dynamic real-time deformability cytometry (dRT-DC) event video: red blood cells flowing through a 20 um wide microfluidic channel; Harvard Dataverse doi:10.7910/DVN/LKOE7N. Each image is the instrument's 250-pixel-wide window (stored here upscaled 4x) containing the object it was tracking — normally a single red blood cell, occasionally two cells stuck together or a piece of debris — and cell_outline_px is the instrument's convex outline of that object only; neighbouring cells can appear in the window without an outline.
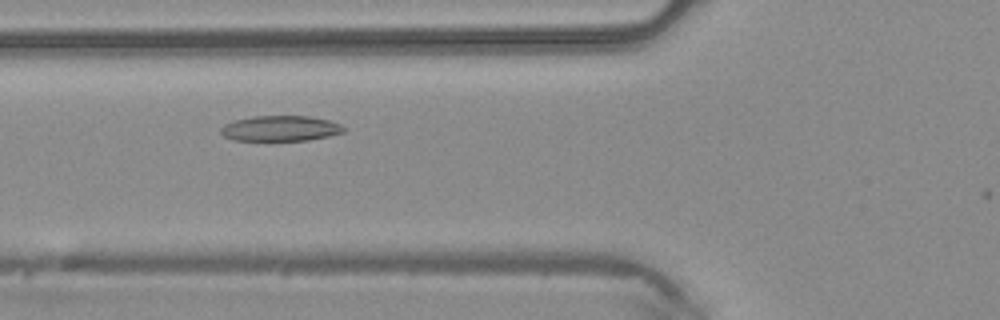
{"species": "common noctule bat (a hibernating species)", "species_latin": "Nyctalus noctula", "temperature_condition": "warm", "stored_images_in_passage": 39, "camera_frame_rate_fps": 3000, "um_per_image_px": 0.085, "animal": {"sex": "male", "body_mass_g": 20.4}, "frame": {"image": 1, "passage_image": 13, "time_ms": 4.0, "image_size_px": [1000, 320], "cell_outline_px": [[344, 132], [328, 136], [308, 140], [232, 140], [224, 136], [220, 132], [220, 128], [224, 124], [236, 120], [252, 116], [308, 116], [328, 120], [340, 124], [344, 128]], "centroid_in_image_um": [23.81, 10.91], "position_along_channel_um": 102.0, "area_um2": 18.09}}
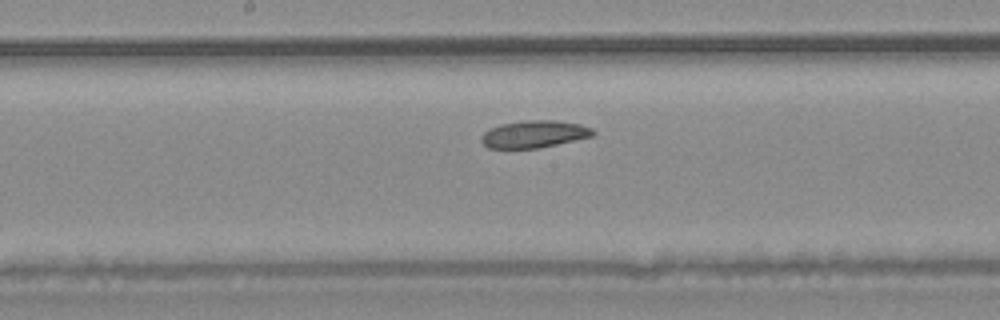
{"frame": {"image": 2, "passage_image": 20, "time_ms": 6.333, "image_size_px": [1000, 320], "cell_outline_px": [[596, 132], [592, 136], [556, 144], [536, 148], [488, 148], [480, 140], [480, 136], [484, 132], [500, 124], [524, 120], [556, 120], [580, 124], [592, 128]], "centroid_in_image_um": [45.39, 11.39], "position_along_channel_um": 202.8, "area_um2": 17.63}}
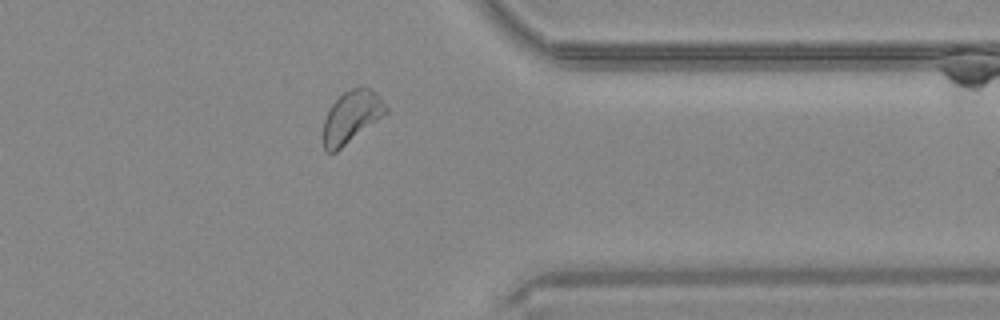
{"frame": {"image": 3, "passage_image": 33, "time_ms": 10.667, "image_size_px": [1000, 320], "cell_outline_px": [[388, 112], [336, 152], [328, 152], [324, 148], [324, 120], [332, 104], [344, 92], [360, 84], [364, 84], [376, 92], [380, 96], [388, 108]], "centroid_in_image_um": [29.91, 9.88], "position_along_channel_um": 381.5, "area_um2": 18.9}}